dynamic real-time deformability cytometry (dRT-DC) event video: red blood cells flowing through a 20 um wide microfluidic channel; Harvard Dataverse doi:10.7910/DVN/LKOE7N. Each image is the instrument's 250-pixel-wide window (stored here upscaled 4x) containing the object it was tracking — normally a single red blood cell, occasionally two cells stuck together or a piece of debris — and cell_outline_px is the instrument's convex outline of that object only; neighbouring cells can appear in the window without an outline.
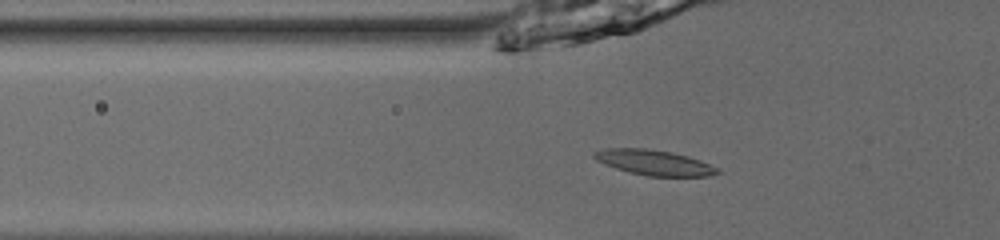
{"species": "common noctule bat (a hibernating species)", "species_latin": "Nyctalus noctula", "temperature_condition": "room temperature", "stored_images_in_passage": 54, "camera_frame_rate_fps": 3000, "um_per_image_px": 0.085, "animal": {"sex": "male", "body_mass_g": 13.0, "forearm_length_mm": 53.1}, "frame": {"image": 1, "passage_image": 21, "time_ms": 6.667, "image_size_px": [1000, 240], "cell_outline_px": [[720, 172], [708, 176], [648, 176], [628, 172], [616, 168], [596, 160], [592, 156], [592, 152], [604, 148], [648, 148], [672, 152], [688, 156], [700, 160], [716, 168]], "centroid_in_image_um": [55.55, 13.8], "position_along_channel_um": 70.3, "area_um2": 18.09}}
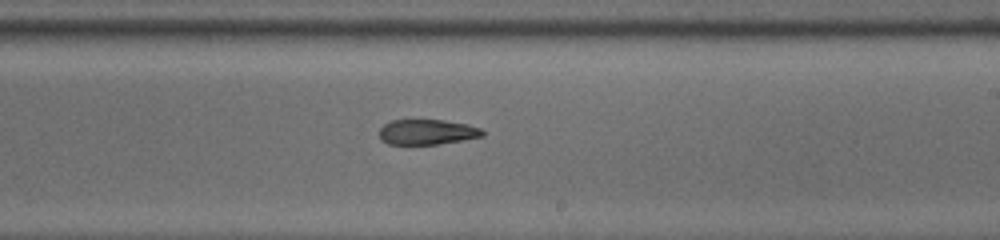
{"frame": {"image": 2, "passage_image": 35, "time_ms": 11.333, "image_size_px": [1000, 240], "cell_outline_px": [[484, 136], [464, 140], [436, 144], [388, 144], [380, 140], [380, 128], [384, 124], [392, 120], [444, 120], [468, 124], [480, 128], [484, 132]], "centroid_in_image_um": [36.31, 11.22], "position_along_channel_um": 252.7, "area_um2": 15.2}}
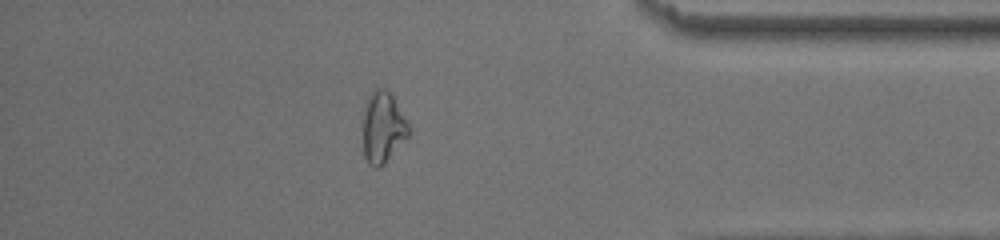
{"frame": {"image": 3, "passage_image": 48, "time_ms": 15.667, "image_size_px": [1000, 240], "cell_outline_px": [[408, 136], [384, 164], [380, 168], [376, 168], [368, 164], [364, 156], [360, 120], [364, 104], [368, 96], [376, 88], [384, 88], [392, 96], [408, 124]], "centroid_in_image_um": [32.45, 10.84], "position_along_channel_um": 402.8, "area_um2": 19.31}, "authors_computed_cell_mechanics": {"area_um2": 17.3978, "velocity_mm_per_s": 3.9271, "shape_relaxation_time_tau1_ms": null, "shape_relaxation_time_tau2_ms": 5.9082, "deformation_change_tau1": null, "deformation_change_tau2": 0.1392}}